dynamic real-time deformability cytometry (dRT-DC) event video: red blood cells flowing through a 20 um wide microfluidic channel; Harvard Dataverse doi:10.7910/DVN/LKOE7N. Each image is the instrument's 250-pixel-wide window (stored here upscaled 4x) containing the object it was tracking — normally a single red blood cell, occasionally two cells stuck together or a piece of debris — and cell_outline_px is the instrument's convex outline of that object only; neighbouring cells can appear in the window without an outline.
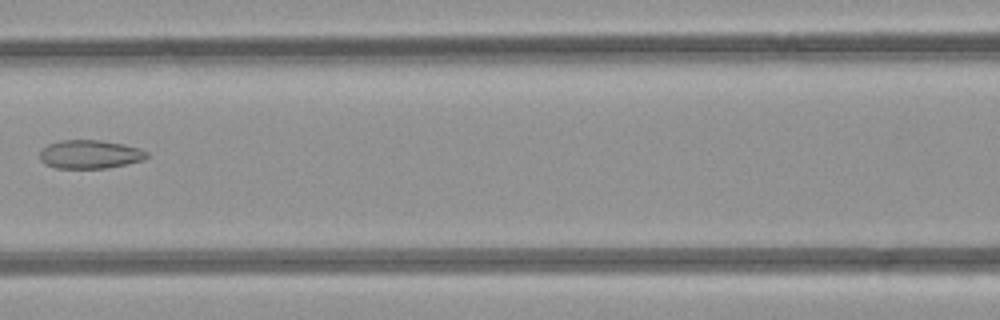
{"species": "common noctule bat (a hibernating species)", "species_latin": "Nyctalus noctula", "temperature_condition": "room temperature", "stored_images_in_passage": 5, "camera_frame_rate_fps": 3000, "um_per_image_px": 0.085, "animal": {"sex": "female", "body_mass_g": 21.9}, "frame": {"image": 1, "passage_image": 4, "time_ms": 3.667, "image_size_px": [1000, 320], "cell_outline_px": [[148, 156], [140, 160], [108, 168], [56, 168], [44, 164], [40, 160], [40, 152], [48, 144], [60, 140], [100, 140], [124, 144], [140, 148], [148, 152]], "centroid_in_image_um": [7.62, 13.11], "position_along_channel_um": 159.0, "area_um2": 17.74}}
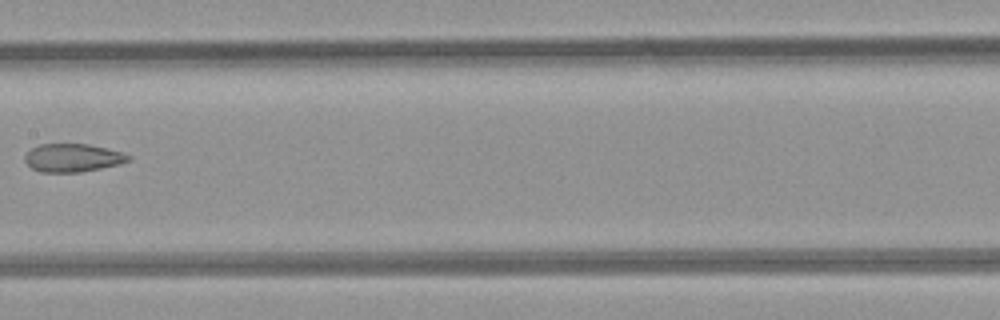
{"frame": {"image": 2, "passage_image": 5, "time_ms": 4.667, "image_size_px": [1000, 320], "cell_outline_px": [[132, 156], [128, 160], [120, 164], [80, 172], [40, 172], [32, 168], [24, 160], [24, 156], [32, 148], [40, 144], [88, 144], [108, 148], [124, 152]], "centroid_in_image_um": [6.2, 13.41], "position_along_channel_um": 201.2, "area_um2": 16.99}}